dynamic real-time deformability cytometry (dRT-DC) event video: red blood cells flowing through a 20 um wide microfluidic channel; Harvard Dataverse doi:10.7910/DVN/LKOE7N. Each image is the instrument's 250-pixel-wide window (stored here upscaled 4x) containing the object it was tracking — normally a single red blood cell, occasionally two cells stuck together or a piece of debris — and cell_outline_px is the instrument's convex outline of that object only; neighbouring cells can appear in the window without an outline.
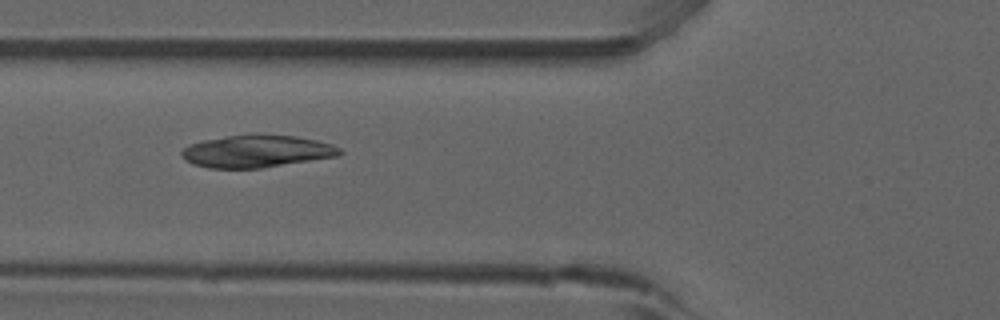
{"species": "common noctule bat (a hibernating species)", "species_latin": "Nyctalus noctula", "temperature_condition": "room temperature", "stored_images_in_passage": 40, "camera_frame_rate_fps": 3000, "um_per_image_px": 0.085, "animal": {"sex": "male", "forearm_length_mm": 52.5}, "frame": {"image": 1, "passage_image": 7, "time_ms": 2.0, "image_size_px": [1000, 320], "cell_outline_px": [[344, 152], [336, 156], [260, 168], [208, 168], [192, 164], [180, 152], [188, 144], [204, 140], [228, 136], [256, 132], [296, 136], [316, 140], [332, 144], [340, 148]], "centroid_in_image_um": [21.82, 12.83], "position_along_channel_um": 104.0, "area_um2": 30.0}}
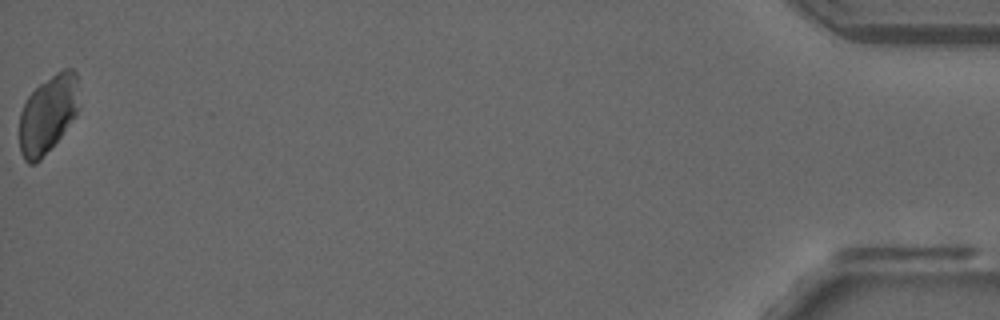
{"frame": {"image": 2, "passage_image": 40, "time_ms": 13.0, "image_size_px": [1000, 320], "cell_outline_px": [[80, 108], [76, 116], [60, 136], [40, 160], [36, 164], [28, 164], [24, 160], [20, 152], [20, 112], [28, 96], [40, 84], [56, 72], [64, 68], [72, 68], [76, 72], [80, 104]], "centroid_in_image_um": [4.09, 9.69], "position_along_channel_um": 431.1, "area_um2": 27.17}, "authors_computed_cell_mechanics": {"area_um2": 29.189, "velocity_mm_per_s": 3.8927, "shape_relaxation_time_tau1_ms": null, "shape_relaxation_time_tau2_ms": 5.8019, "deformation_change_tau1": null, "deformation_change_tau2": 0.074}}